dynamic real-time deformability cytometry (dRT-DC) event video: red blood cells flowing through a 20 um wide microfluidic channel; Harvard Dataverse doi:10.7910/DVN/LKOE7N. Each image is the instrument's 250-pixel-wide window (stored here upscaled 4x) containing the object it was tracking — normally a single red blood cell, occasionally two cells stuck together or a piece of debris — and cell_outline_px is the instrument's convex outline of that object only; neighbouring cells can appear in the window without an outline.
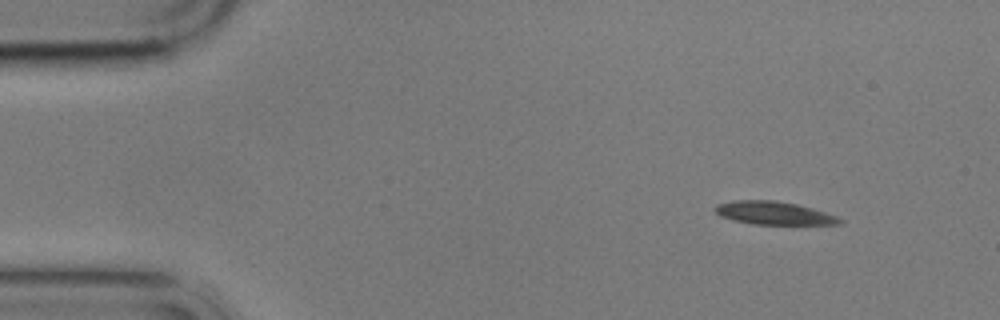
{"species": "common noctule bat (a hibernating species)", "species_latin": "Nyctalus noctula", "temperature_condition": "cold", "stored_images_in_passage": 4, "camera_frame_rate_fps": 3000, "um_per_image_px": 0.085, "animal": {"sex": "male", "body_mass_g": 17.9}, "frame": {"image": 1, "passage_image": 1, "time_ms": 0.0, "image_size_px": [1000, 320], "cell_outline_px": [[844, 220], [840, 224], [752, 224], [732, 220], [720, 216], [712, 208], [716, 204], [732, 200], [776, 200], [796, 204], [812, 208], [836, 216]], "centroid_in_image_um": [65.71, 18.1], "position_along_channel_um": 19.3, "area_um2": 16.82}}
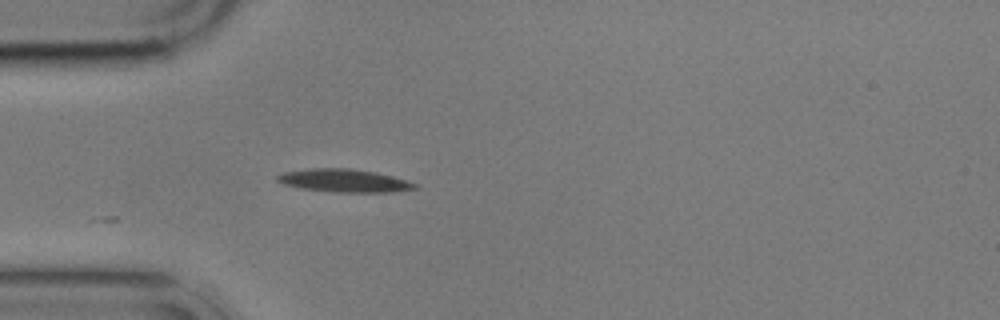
{"frame": {"image": 2, "passage_image": 4, "time_ms": 3.333, "image_size_px": [1000, 320], "cell_outline_px": [[416, 188], [396, 192], [332, 192], [300, 188], [284, 184], [276, 180], [276, 176], [284, 172], [312, 168], [348, 168], [376, 172], [392, 176], [416, 184]], "centroid_in_image_um": [29.22, 15.35], "position_along_channel_um": 55.8, "area_um2": 18.32}}